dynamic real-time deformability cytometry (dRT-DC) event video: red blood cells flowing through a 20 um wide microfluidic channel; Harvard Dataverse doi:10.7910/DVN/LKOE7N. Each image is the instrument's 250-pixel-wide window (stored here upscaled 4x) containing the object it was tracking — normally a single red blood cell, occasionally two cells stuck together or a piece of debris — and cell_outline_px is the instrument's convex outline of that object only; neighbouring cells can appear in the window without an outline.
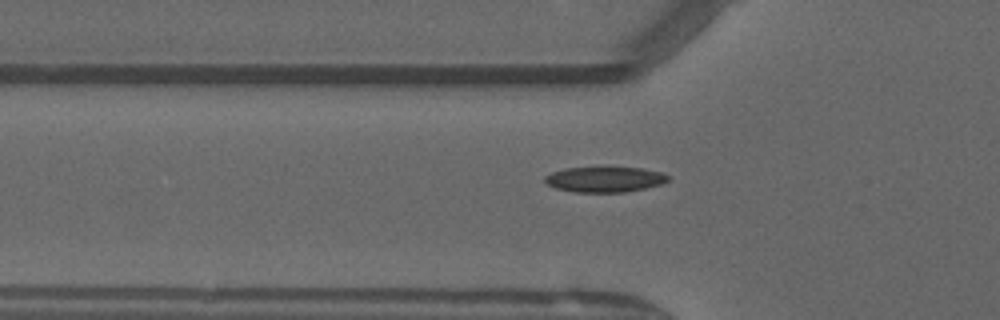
{"species": "common noctule bat (a hibernating species)", "species_latin": "Nyctalus noctula", "temperature_condition": "warm", "stored_images_in_passage": 36, "camera_frame_rate_fps": 3000, "um_per_image_px": 0.085, "animal": {"sex": "male", "forearm_length_mm": 52.5}, "frame": {"image": 1, "passage_image": 7, "time_ms": 2.0, "image_size_px": [1000, 320], "cell_outline_px": [[668, 180], [660, 184], [644, 188], [624, 192], [572, 192], [556, 188], [548, 184], [544, 180], [544, 176], [552, 172], [564, 168], [640, 168], [660, 172], [668, 176]], "centroid_in_image_um": [51.35, 15.25], "position_along_channel_um": 74.4, "area_um2": 17.92}}
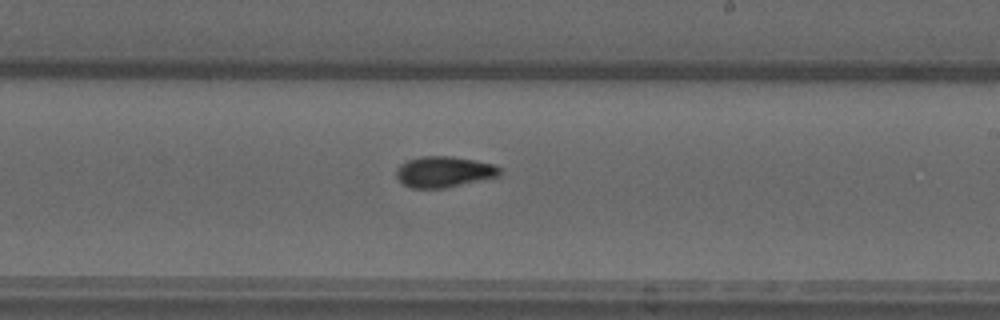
{"frame": {"image": 2, "passage_image": 20, "time_ms": 6.333, "image_size_px": [1000, 320], "cell_outline_px": [[500, 176], [444, 188], [408, 188], [396, 176], [396, 168], [400, 164], [408, 160], [420, 156], [452, 156], [476, 160], [496, 164], [500, 168]], "centroid_in_image_um": [37.74, 14.59], "position_along_channel_um": 251.3, "area_um2": 18.79}}
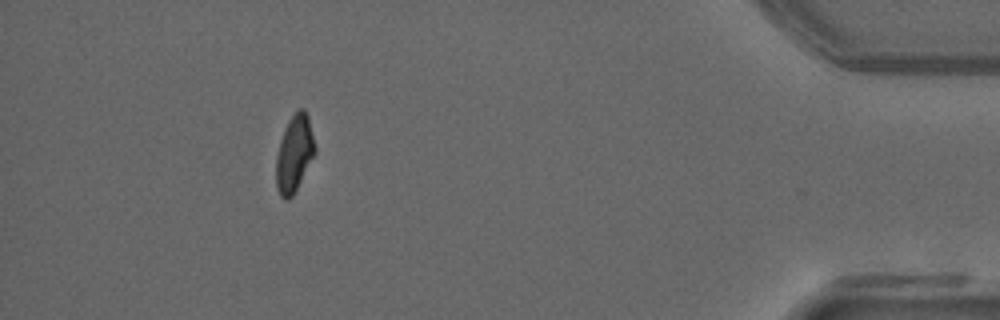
{"frame": {"image": 3, "passage_image": 36, "time_ms": 11.667, "image_size_px": [1000, 320], "cell_outline_px": [[316, 152], [292, 196], [288, 200], [284, 200], [280, 196], [276, 188], [276, 156], [280, 140], [284, 128], [288, 120], [300, 108], [304, 108], [308, 116], [316, 148]], "centroid_in_image_um": [25.0, 13.06], "position_along_channel_um": 410.2, "area_um2": 17.34}, "authors_computed_cell_mechanics": {"area_um2": 17.918, "velocity_mm_per_s": 4.073, "shape_relaxation_time_tau1_ms": null, "shape_relaxation_time_tau2_ms": 3.4144, "deformation_change_tau1": null, "deformation_change_tau2": 0.0549}}